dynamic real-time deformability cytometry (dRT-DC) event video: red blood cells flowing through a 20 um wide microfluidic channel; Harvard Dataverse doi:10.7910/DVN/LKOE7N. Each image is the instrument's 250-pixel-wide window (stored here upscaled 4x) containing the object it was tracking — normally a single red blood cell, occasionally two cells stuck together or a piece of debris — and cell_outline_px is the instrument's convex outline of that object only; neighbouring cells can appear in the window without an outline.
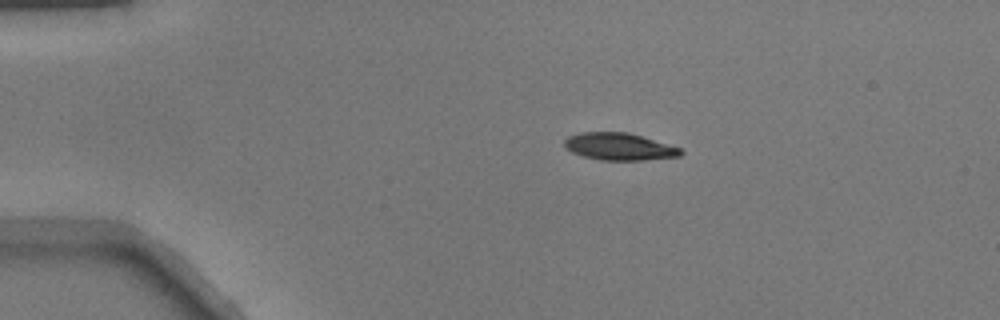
{"species": "common noctule bat (a hibernating species)", "species_latin": "Nyctalus noctula", "temperature_condition": "warm", "stored_images_in_passage": 36, "camera_frame_rate_fps": 3000, "um_per_image_px": 0.085, "animal": {"sex": "male", "body_mass_g": 17.9}, "frame": {"image": 1, "passage_image": 1, "time_ms": 0.0, "image_size_px": [1000, 320], "cell_outline_px": [[684, 152], [680, 156], [644, 160], [600, 160], [584, 156], [572, 152], [564, 148], [564, 140], [568, 136], [580, 132], [628, 132], [680, 148]], "centroid_in_image_um": [52.6, 12.46], "position_along_channel_um": 32.4, "area_um2": 18.38}}
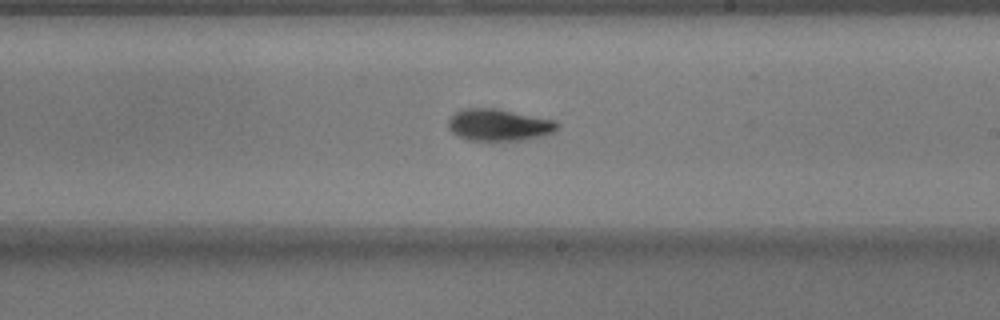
{"frame": {"image": 2, "passage_image": 21, "time_ms": 6.667, "image_size_px": [1000, 320], "cell_outline_px": [[560, 128], [556, 132], [544, 136], [524, 140], [468, 140], [452, 132], [448, 128], [448, 120], [456, 112], [464, 108], [496, 108], [556, 120], [560, 124]], "centroid_in_image_um": [42.48, 10.62], "position_along_channel_um": 246.5, "area_um2": 20.46}}
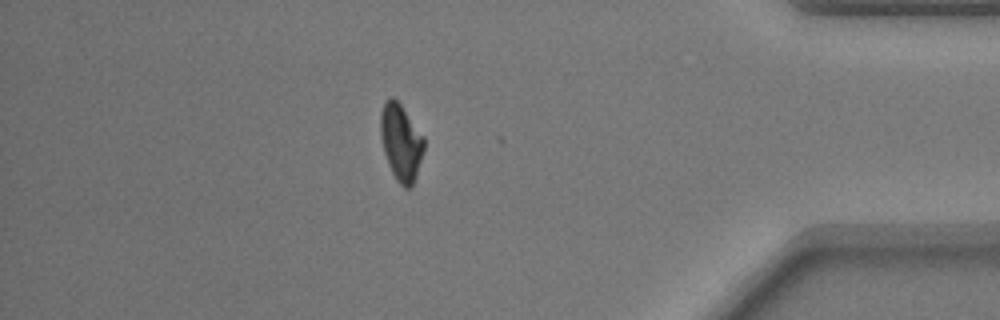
{"frame": {"image": 3, "passage_image": 35, "time_ms": 11.333, "image_size_px": [1000, 320], "cell_outline_px": [[424, 148], [416, 176], [412, 184], [408, 188], [404, 188], [396, 180], [388, 164], [384, 152], [380, 136], [380, 112], [384, 100], [392, 96], [400, 104], [424, 136]], "centroid_in_image_um": [34.06, 12.07], "position_along_channel_um": 401.1, "area_um2": 19.36}}